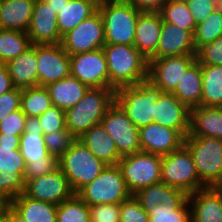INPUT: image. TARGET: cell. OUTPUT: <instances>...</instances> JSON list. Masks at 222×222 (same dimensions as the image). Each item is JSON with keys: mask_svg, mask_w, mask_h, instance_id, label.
Masks as SVG:
<instances>
[{"mask_svg": "<svg viewBox=\"0 0 222 222\" xmlns=\"http://www.w3.org/2000/svg\"><path fill=\"white\" fill-rule=\"evenodd\" d=\"M164 22L175 24L183 30L195 31L196 22L189 11L188 3L167 2L159 11Z\"/></svg>", "mask_w": 222, "mask_h": 222, "instance_id": "8d00e7d4", "label": "cell"}, {"mask_svg": "<svg viewBox=\"0 0 222 222\" xmlns=\"http://www.w3.org/2000/svg\"><path fill=\"white\" fill-rule=\"evenodd\" d=\"M213 188L222 195V175L219 180L213 185Z\"/></svg>", "mask_w": 222, "mask_h": 222, "instance_id": "9f6ffc18", "label": "cell"}, {"mask_svg": "<svg viewBox=\"0 0 222 222\" xmlns=\"http://www.w3.org/2000/svg\"><path fill=\"white\" fill-rule=\"evenodd\" d=\"M98 0H69L57 14L58 31L61 36L74 29L80 22L98 10Z\"/></svg>", "mask_w": 222, "mask_h": 222, "instance_id": "f546056e", "label": "cell"}, {"mask_svg": "<svg viewBox=\"0 0 222 222\" xmlns=\"http://www.w3.org/2000/svg\"><path fill=\"white\" fill-rule=\"evenodd\" d=\"M161 162V155L142 151L121 157L118 166L132 195L161 182Z\"/></svg>", "mask_w": 222, "mask_h": 222, "instance_id": "9c48e42d", "label": "cell"}, {"mask_svg": "<svg viewBox=\"0 0 222 222\" xmlns=\"http://www.w3.org/2000/svg\"><path fill=\"white\" fill-rule=\"evenodd\" d=\"M14 88L15 86L12 83V79L10 78V75L8 73L6 66L1 65L0 66V96Z\"/></svg>", "mask_w": 222, "mask_h": 222, "instance_id": "816d5d0a", "label": "cell"}, {"mask_svg": "<svg viewBox=\"0 0 222 222\" xmlns=\"http://www.w3.org/2000/svg\"><path fill=\"white\" fill-rule=\"evenodd\" d=\"M113 88H88L82 99L65 111L66 128L78 139L92 126L101 124L104 114L115 102Z\"/></svg>", "mask_w": 222, "mask_h": 222, "instance_id": "7a4b0ae2", "label": "cell"}, {"mask_svg": "<svg viewBox=\"0 0 222 222\" xmlns=\"http://www.w3.org/2000/svg\"><path fill=\"white\" fill-rule=\"evenodd\" d=\"M217 8L222 11V0H220V2L217 5Z\"/></svg>", "mask_w": 222, "mask_h": 222, "instance_id": "91938a15", "label": "cell"}, {"mask_svg": "<svg viewBox=\"0 0 222 222\" xmlns=\"http://www.w3.org/2000/svg\"><path fill=\"white\" fill-rule=\"evenodd\" d=\"M162 24L159 12H141L137 19L133 46L148 61L156 54Z\"/></svg>", "mask_w": 222, "mask_h": 222, "instance_id": "ffe728a7", "label": "cell"}, {"mask_svg": "<svg viewBox=\"0 0 222 222\" xmlns=\"http://www.w3.org/2000/svg\"><path fill=\"white\" fill-rule=\"evenodd\" d=\"M24 173H15L13 170L0 169V192L10 200L18 197L24 192Z\"/></svg>", "mask_w": 222, "mask_h": 222, "instance_id": "ab89813d", "label": "cell"}, {"mask_svg": "<svg viewBox=\"0 0 222 222\" xmlns=\"http://www.w3.org/2000/svg\"><path fill=\"white\" fill-rule=\"evenodd\" d=\"M161 169L162 183L181 189L188 195L205 188L197 174L192 155L184 144L162 156Z\"/></svg>", "mask_w": 222, "mask_h": 222, "instance_id": "ba28073f", "label": "cell"}, {"mask_svg": "<svg viewBox=\"0 0 222 222\" xmlns=\"http://www.w3.org/2000/svg\"><path fill=\"white\" fill-rule=\"evenodd\" d=\"M78 140L81 141L96 158L106 165H118L121 156L117 151L115 142L102 124L92 126L88 131L83 133Z\"/></svg>", "mask_w": 222, "mask_h": 222, "instance_id": "d4e9b609", "label": "cell"}, {"mask_svg": "<svg viewBox=\"0 0 222 222\" xmlns=\"http://www.w3.org/2000/svg\"><path fill=\"white\" fill-rule=\"evenodd\" d=\"M11 207L25 222H57V205L29 198L24 193L11 200Z\"/></svg>", "mask_w": 222, "mask_h": 222, "instance_id": "f1b7e54d", "label": "cell"}, {"mask_svg": "<svg viewBox=\"0 0 222 222\" xmlns=\"http://www.w3.org/2000/svg\"><path fill=\"white\" fill-rule=\"evenodd\" d=\"M21 108V88H14L0 96V121Z\"/></svg>", "mask_w": 222, "mask_h": 222, "instance_id": "c3c4849f", "label": "cell"}, {"mask_svg": "<svg viewBox=\"0 0 222 222\" xmlns=\"http://www.w3.org/2000/svg\"><path fill=\"white\" fill-rule=\"evenodd\" d=\"M196 61L201 65L222 66V36L200 47L196 52Z\"/></svg>", "mask_w": 222, "mask_h": 222, "instance_id": "7bdbcfd3", "label": "cell"}, {"mask_svg": "<svg viewBox=\"0 0 222 222\" xmlns=\"http://www.w3.org/2000/svg\"><path fill=\"white\" fill-rule=\"evenodd\" d=\"M191 0H168V2L174 3H189Z\"/></svg>", "mask_w": 222, "mask_h": 222, "instance_id": "6f0895ef", "label": "cell"}, {"mask_svg": "<svg viewBox=\"0 0 222 222\" xmlns=\"http://www.w3.org/2000/svg\"><path fill=\"white\" fill-rule=\"evenodd\" d=\"M20 136L0 134V169L25 173L26 163L19 150Z\"/></svg>", "mask_w": 222, "mask_h": 222, "instance_id": "d6a6232c", "label": "cell"}, {"mask_svg": "<svg viewBox=\"0 0 222 222\" xmlns=\"http://www.w3.org/2000/svg\"><path fill=\"white\" fill-rule=\"evenodd\" d=\"M77 138L66 128L44 134V141L49 154L58 159L71 147Z\"/></svg>", "mask_w": 222, "mask_h": 222, "instance_id": "f35d334b", "label": "cell"}, {"mask_svg": "<svg viewBox=\"0 0 222 222\" xmlns=\"http://www.w3.org/2000/svg\"><path fill=\"white\" fill-rule=\"evenodd\" d=\"M197 174L205 187H213L222 175V140L212 137L186 136Z\"/></svg>", "mask_w": 222, "mask_h": 222, "instance_id": "5b68a950", "label": "cell"}, {"mask_svg": "<svg viewBox=\"0 0 222 222\" xmlns=\"http://www.w3.org/2000/svg\"><path fill=\"white\" fill-rule=\"evenodd\" d=\"M53 106L49 91L44 86L21 89V110L27 117H39Z\"/></svg>", "mask_w": 222, "mask_h": 222, "instance_id": "e575fe53", "label": "cell"}, {"mask_svg": "<svg viewBox=\"0 0 222 222\" xmlns=\"http://www.w3.org/2000/svg\"><path fill=\"white\" fill-rule=\"evenodd\" d=\"M220 36H222V11L216 8L195 27L193 40L196 51L205 44L214 42Z\"/></svg>", "mask_w": 222, "mask_h": 222, "instance_id": "d590c367", "label": "cell"}, {"mask_svg": "<svg viewBox=\"0 0 222 222\" xmlns=\"http://www.w3.org/2000/svg\"><path fill=\"white\" fill-rule=\"evenodd\" d=\"M38 119L43 129V134L66 129L65 111L56 106L47 109Z\"/></svg>", "mask_w": 222, "mask_h": 222, "instance_id": "b9f144b4", "label": "cell"}, {"mask_svg": "<svg viewBox=\"0 0 222 222\" xmlns=\"http://www.w3.org/2000/svg\"><path fill=\"white\" fill-rule=\"evenodd\" d=\"M76 194L88 206L120 204L132 195L118 165H107L93 182L85 185Z\"/></svg>", "mask_w": 222, "mask_h": 222, "instance_id": "8992f818", "label": "cell"}, {"mask_svg": "<svg viewBox=\"0 0 222 222\" xmlns=\"http://www.w3.org/2000/svg\"><path fill=\"white\" fill-rule=\"evenodd\" d=\"M188 8L198 25L217 8V5L210 0H191Z\"/></svg>", "mask_w": 222, "mask_h": 222, "instance_id": "681fc988", "label": "cell"}, {"mask_svg": "<svg viewBox=\"0 0 222 222\" xmlns=\"http://www.w3.org/2000/svg\"><path fill=\"white\" fill-rule=\"evenodd\" d=\"M196 61V54L166 56L148 61V82L158 91L172 93L184 72Z\"/></svg>", "mask_w": 222, "mask_h": 222, "instance_id": "7c38bea8", "label": "cell"}, {"mask_svg": "<svg viewBox=\"0 0 222 222\" xmlns=\"http://www.w3.org/2000/svg\"><path fill=\"white\" fill-rule=\"evenodd\" d=\"M187 136L212 137L222 140V107L196 106L190 109Z\"/></svg>", "mask_w": 222, "mask_h": 222, "instance_id": "603a6c76", "label": "cell"}, {"mask_svg": "<svg viewBox=\"0 0 222 222\" xmlns=\"http://www.w3.org/2000/svg\"><path fill=\"white\" fill-rule=\"evenodd\" d=\"M189 206L187 200L180 208H177L172 213H153L149 216V222H191Z\"/></svg>", "mask_w": 222, "mask_h": 222, "instance_id": "7dc6e473", "label": "cell"}, {"mask_svg": "<svg viewBox=\"0 0 222 222\" xmlns=\"http://www.w3.org/2000/svg\"><path fill=\"white\" fill-rule=\"evenodd\" d=\"M142 152L167 155L184 144V137L176 130L161 124L150 123L139 129Z\"/></svg>", "mask_w": 222, "mask_h": 222, "instance_id": "d6986e66", "label": "cell"}, {"mask_svg": "<svg viewBox=\"0 0 222 222\" xmlns=\"http://www.w3.org/2000/svg\"><path fill=\"white\" fill-rule=\"evenodd\" d=\"M26 118L27 116L21 108L11 112L0 121V134L21 136L24 132Z\"/></svg>", "mask_w": 222, "mask_h": 222, "instance_id": "bcb514c9", "label": "cell"}, {"mask_svg": "<svg viewBox=\"0 0 222 222\" xmlns=\"http://www.w3.org/2000/svg\"><path fill=\"white\" fill-rule=\"evenodd\" d=\"M0 222H7L6 221V213L0 216Z\"/></svg>", "mask_w": 222, "mask_h": 222, "instance_id": "680465c9", "label": "cell"}, {"mask_svg": "<svg viewBox=\"0 0 222 222\" xmlns=\"http://www.w3.org/2000/svg\"><path fill=\"white\" fill-rule=\"evenodd\" d=\"M58 168L59 159L51 154H48L46 157H44V160L27 162L23 179L26 182L29 179L51 173Z\"/></svg>", "mask_w": 222, "mask_h": 222, "instance_id": "ee69618b", "label": "cell"}, {"mask_svg": "<svg viewBox=\"0 0 222 222\" xmlns=\"http://www.w3.org/2000/svg\"><path fill=\"white\" fill-rule=\"evenodd\" d=\"M190 109L172 93L157 90L154 123L176 129L184 138L189 133Z\"/></svg>", "mask_w": 222, "mask_h": 222, "instance_id": "e0dca14e", "label": "cell"}, {"mask_svg": "<svg viewBox=\"0 0 222 222\" xmlns=\"http://www.w3.org/2000/svg\"><path fill=\"white\" fill-rule=\"evenodd\" d=\"M19 150L25 163L44 160L49 154L38 117L26 118L24 132L20 136Z\"/></svg>", "mask_w": 222, "mask_h": 222, "instance_id": "4316f807", "label": "cell"}, {"mask_svg": "<svg viewBox=\"0 0 222 222\" xmlns=\"http://www.w3.org/2000/svg\"><path fill=\"white\" fill-rule=\"evenodd\" d=\"M134 196L150 216L153 213H172L188 200L189 195L160 182L139 190Z\"/></svg>", "mask_w": 222, "mask_h": 222, "instance_id": "9a60e30c", "label": "cell"}, {"mask_svg": "<svg viewBox=\"0 0 222 222\" xmlns=\"http://www.w3.org/2000/svg\"><path fill=\"white\" fill-rule=\"evenodd\" d=\"M11 207V200L3 193L0 192V216L5 214Z\"/></svg>", "mask_w": 222, "mask_h": 222, "instance_id": "db71d44e", "label": "cell"}, {"mask_svg": "<svg viewBox=\"0 0 222 222\" xmlns=\"http://www.w3.org/2000/svg\"><path fill=\"white\" fill-rule=\"evenodd\" d=\"M56 14H58L63 8L64 4H67L69 0H44Z\"/></svg>", "mask_w": 222, "mask_h": 222, "instance_id": "f5cc1de1", "label": "cell"}, {"mask_svg": "<svg viewBox=\"0 0 222 222\" xmlns=\"http://www.w3.org/2000/svg\"><path fill=\"white\" fill-rule=\"evenodd\" d=\"M37 64L38 86L70 76V55L60 43L37 45Z\"/></svg>", "mask_w": 222, "mask_h": 222, "instance_id": "2e32d148", "label": "cell"}, {"mask_svg": "<svg viewBox=\"0 0 222 222\" xmlns=\"http://www.w3.org/2000/svg\"><path fill=\"white\" fill-rule=\"evenodd\" d=\"M16 88L38 86L37 45L4 64Z\"/></svg>", "mask_w": 222, "mask_h": 222, "instance_id": "cb8c5ba5", "label": "cell"}, {"mask_svg": "<svg viewBox=\"0 0 222 222\" xmlns=\"http://www.w3.org/2000/svg\"><path fill=\"white\" fill-rule=\"evenodd\" d=\"M53 106L64 111L76 105L88 90V86L73 76H68L46 86Z\"/></svg>", "mask_w": 222, "mask_h": 222, "instance_id": "83f0119b", "label": "cell"}, {"mask_svg": "<svg viewBox=\"0 0 222 222\" xmlns=\"http://www.w3.org/2000/svg\"><path fill=\"white\" fill-rule=\"evenodd\" d=\"M70 75L89 88H110L108 65L103 48L70 55Z\"/></svg>", "mask_w": 222, "mask_h": 222, "instance_id": "4fadbf2b", "label": "cell"}, {"mask_svg": "<svg viewBox=\"0 0 222 222\" xmlns=\"http://www.w3.org/2000/svg\"><path fill=\"white\" fill-rule=\"evenodd\" d=\"M23 193L29 198L57 206L76 194L60 168L51 173L27 180Z\"/></svg>", "mask_w": 222, "mask_h": 222, "instance_id": "5bb4252c", "label": "cell"}, {"mask_svg": "<svg viewBox=\"0 0 222 222\" xmlns=\"http://www.w3.org/2000/svg\"><path fill=\"white\" fill-rule=\"evenodd\" d=\"M27 34L32 45L61 43L57 14L44 0H35L33 14Z\"/></svg>", "mask_w": 222, "mask_h": 222, "instance_id": "ac0fdd59", "label": "cell"}, {"mask_svg": "<svg viewBox=\"0 0 222 222\" xmlns=\"http://www.w3.org/2000/svg\"><path fill=\"white\" fill-rule=\"evenodd\" d=\"M106 166L78 139L59 158V168L69 180L75 193L93 182Z\"/></svg>", "mask_w": 222, "mask_h": 222, "instance_id": "277c9868", "label": "cell"}, {"mask_svg": "<svg viewBox=\"0 0 222 222\" xmlns=\"http://www.w3.org/2000/svg\"><path fill=\"white\" fill-rule=\"evenodd\" d=\"M196 52L191 31L163 21L159 45L156 54L151 59L196 54Z\"/></svg>", "mask_w": 222, "mask_h": 222, "instance_id": "44dd1931", "label": "cell"}, {"mask_svg": "<svg viewBox=\"0 0 222 222\" xmlns=\"http://www.w3.org/2000/svg\"><path fill=\"white\" fill-rule=\"evenodd\" d=\"M188 202L191 222H222V195L213 187L189 194Z\"/></svg>", "mask_w": 222, "mask_h": 222, "instance_id": "7402d4cb", "label": "cell"}, {"mask_svg": "<svg viewBox=\"0 0 222 222\" xmlns=\"http://www.w3.org/2000/svg\"><path fill=\"white\" fill-rule=\"evenodd\" d=\"M120 222H149L147 212L134 195L120 203Z\"/></svg>", "mask_w": 222, "mask_h": 222, "instance_id": "60d3db41", "label": "cell"}, {"mask_svg": "<svg viewBox=\"0 0 222 222\" xmlns=\"http://www.w3.org/2000/svg\"><path fill=\"white\" fill-rule=\"evenodd\" d=\"M103 51L108 65L110 88L114 90L148 80V60L133 46L105 44Z\"/></svg>", "mask_w": 222, "mask_h": 222, "instance_id": "6da1fadb", "label": "cell"}, {"mask_svg": "<svg viewBox=\"0 0 222 222\" xmlns=\"http://www.w3.org/2000/svg\"><path fill=\"white\" fill-rule=\"evenodd\" d=\"M156 98L157 89L148 81L115 91V101L138 129L154 122Z\"/></svg>", "mask_w": 222, "mask_h": 222, "instance_id": "52a82bcc", "label": "cell"}, {"mask_svg": "<svg viewBox=\"0 0 222 222\" xmlns=\"http://www.w3.org/2000/svg\"><path fill=\"white\" fill-rule=\"evenodd\" d=\"M101 124L115 142L121 157L141 151L139 129L116 101L104 114Z\"/></svg>", "mask_w": 222, "mask_h": 222, "instance_id": "30bf717a", "label": "cell"}, {"mask_svg": "<svg viewBox=\"0 0 222 222\" xmlns=\"http://www.w3.org/2000/svg\"><path fill=\"white\" fill-rule=\"evenodd\" d=\"M189 109L201 106L202 71L201 64L195 61L183 74L176 89L172 92Z\"/></svg>", "mask_w": 222, "mask_h": 222, "instance_id": "4dcf8cb0", "label": "cell"}, {"mask_svg": "<svg viewBox=\"0 0 222 222\" xmlns=\"http://www.w3.org/2000/svg\"><path fill=\"white\" fill-rule=\"evenodd\" d=\"M98 10L104 23L105 44L133 45L137 19L142 11L128 0H102Z\"/></svg>", "mask_w": 222, "mask_h": 222, "instance_id": "3957f363", "label": "cell"}, {"mask_svg": "<svg viewBox=\"0 0 222 222\" xmlns=\"http://www.w3.org/2000/svg\"><path fill=\"white\" fill-rule=\"evenodd\" d=\"M201 106L222 107V66L201 65Z\"/></svg>", "mask_w": 222, "mask_h": 222, "instance_id": "1f68e13d", "label": "cell"}, {"mask_svg": "<svg viewBox=\"0 0 222 222\" xmlns=\"http://www.w3.org/2000/svg\"><path fill=\"white\" fill-rule=\"evenodd\" d=\"M60 44L69 55L103 48L105 45V31L99 10L64 34Z\"/></svg>", "mask_w": 222, "mask_h": 222, "instance_id": "8fae6325", "label": "cell"}, {"mask_svg": "<svg viewBox=\"0 0 222 222\" xmlns=\"http://www.w3.org/2000/svg\"><path fill=\"white\" fill-rule=\"evenodd\" d=\"M91 222H120V204H97L89 206Z\"/></svg>", "mask_w": 222, "mask_h": 222, "instance_id": "f6af8a7d", "label": "cell"}, {"mask_svg": "<svg viewBox=\"0 0 222 222\" xmlns=\"http://www.w3.org/2000/svg\"><path fill=\"white\" fill-rule=\"evenodd\" d=\"M35 0H2L0 28L27 32L30 26Z\"/></svg>", "mask_w": 222, "mask_h": 222, "instance_id": "484cf974", "label": "cell"}, {"mask_svg": "<svg viewBox=\"0 0 222 222\" xmlns=\"http://www.w3.org/2000/svg\"><path fill=\"white\" fill-rule=\"evenodd\" d=\"M57 222H91L89 206L75 194L58 205Z\"/></svg>", "mask_w": 222, "mask_h": 222, "instance_id": "74e56055", "label": "cell"}, {"mask_svg": "<svg viewBox=\"0 0 222 222\" xmlns=\"http://www.w3.org/2000/svg\"><path fill=\"white\" fill-rule=\"evenodd\" d=\"M6 221L7 222H25L24 219L19 216V214L10 207L6 212Z\"/></svg>", "mask_w": 222, "mask_h": 222, "instance_id": "11a10c76", "label": "cell"}, {"mask_svg": "<svg viewBox=\"0 0 222 222\" xmlns=\"http://www.w3.org/2000/svg\"><path fill=\"white\" fill-rule=\"evenodd\" d=\"M31 46L27 32L0 28V62L3 65Z\"/></svg>", "mask_w": 222, "mask_h": 222, "instance_id": "836d02e7", "label": "cell"}, {"mask_svg": "<svg viewBox=\"0 0 222 222\" xmlns=\"http://www.w3.org/2000/svg\"><path fill=\"white\" fill-rule=\"evenodd\" d=\"M137 10L142 12H159L168 0H128Z\"/></svg>", "mask_w": 222, "mask_h": 222, "instance_id": "f907efd6", "label": "cell"}, {"mask_svg": "<svg viewBox=\"0 0 222 222\" xmlns=\"http://www.w3.org/2000/svg\"><path fill=\"white\" fill-rule=\"evenodd\" d=\"M212 1L213 3H215L216 5H218V3L220 2V0H210Z\"/></svg>", "mask_w": 222, "mask_h": 222, "instance_id": "94428289", "label": "cell"}]
</instances>
